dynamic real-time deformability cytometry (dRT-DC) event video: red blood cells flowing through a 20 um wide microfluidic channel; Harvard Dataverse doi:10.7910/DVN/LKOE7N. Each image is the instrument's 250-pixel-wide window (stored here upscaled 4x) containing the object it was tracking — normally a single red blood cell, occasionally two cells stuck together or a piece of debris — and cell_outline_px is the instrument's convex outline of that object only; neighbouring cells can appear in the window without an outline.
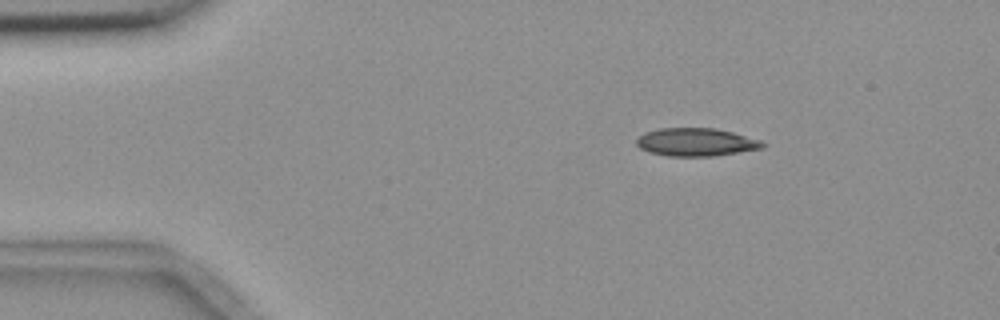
{"species": "common noctule bat (a hibernating species)", "species_latin": "Nyctalus noctula", "temperature_condition": "room temperature", "stored_images_in_passage": 4, "camera_frame_rate_fps": 3000, "um_per_image_px": 0.085, "animal": {"sex": "female", "body_mass_g": 18.4}, "frame": {"image": 1, "passage_image": 2, "time_ms": 2.0, "image_size_px": [1000, 320], "cell_outline_px": [[768, 144], [764, 148], [712, 156], [668, 156], [648, 152], [640, 148], [636, 144], [636, 140], [644, 132], [660, 128], [716, 128], [732, 132], [760, 140]], "centroid_in_image_um": [59.16, 12.08], "position_along_channel_um": 25.8, "area_um2": 20.63}}